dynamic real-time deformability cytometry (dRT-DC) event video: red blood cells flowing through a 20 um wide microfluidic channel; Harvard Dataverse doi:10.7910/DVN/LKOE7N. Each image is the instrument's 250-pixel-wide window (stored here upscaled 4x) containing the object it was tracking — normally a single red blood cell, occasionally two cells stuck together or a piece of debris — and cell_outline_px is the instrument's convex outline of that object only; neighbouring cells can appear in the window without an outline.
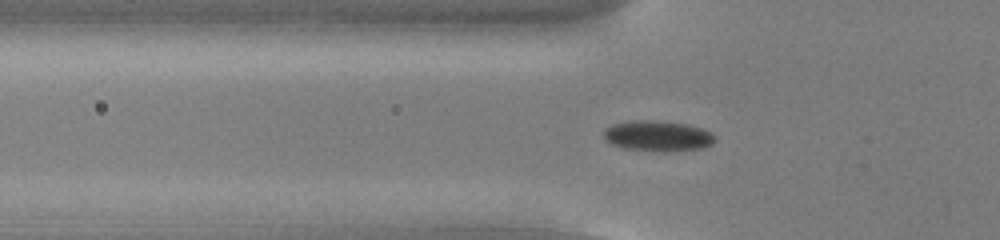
{"species": "common noctule bat (a hibernating species)", "species_latin": "Nyctalus noctula", "temperature_condition": "cold", "stored_images_in_passage": 55, "camera_frame_rate_fps": 3000, "um_per_image_px": 0.085, "animal": {"sex": "male", "body_mass_g": 13.0, "forearm_length_mm": 53.1}, "frame": {"image": 1, "passage_image": 19, "time_ms": 6.0, "image_size_px": [1000, 240], "cell_outline_px": [[716, 140], [712, 144], [700, 148], [624, 148], [612, 144], [604, 136], [604, 128], [612, 124], [632, 120], [664, 120], [688, 124], [712, 132], [716, 136]], "centroid_in_image_um": [55.91, 11.47], "position_along_channel_um": 69.9, "area_um2": 18.9}}
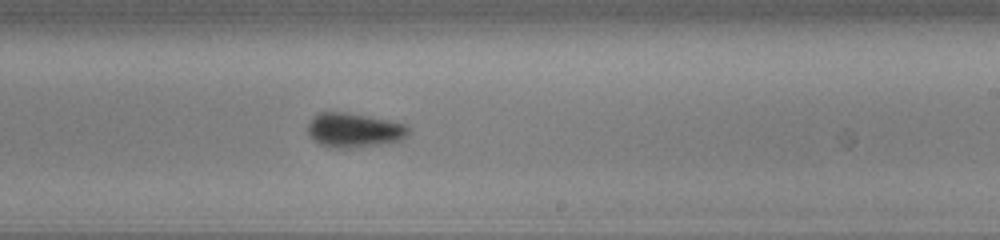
{"frame": {"image": 2, "passage_image": 34, "time_ms": 11.0, "image_size_px": [1000, 240], "cell_outline_px": [[408, 136], [400, 140], [372, 144], [340, 148], [336, 148], [320, 144], [308, 132], [308, 124], [312, 116], [320, 112], [344, 112], [368, 116], [408, 124]], "centroid_in_image_um": [30.09, 11.03], "position_along_channel_um": 258.9, "area_um2": 19.65}}
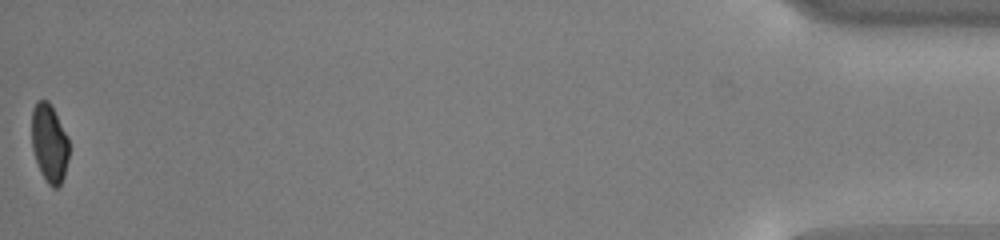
{"frame": {"image": 3, "passage_image": 55, "time_ms": 18.0, "image_size_px": [1000, 240], "cell_outline_px": [[68, 160], [64, 176], [60, 184], [56, 188], [52, 188], [48, 184], [40, 172], [32, 148], [32, 108], [36, 100], [48, 100], [68, 136]], "centroid_in_image_um": [4.19, 12.17], "position_along_channel_um": 431.0, "area_um2": 17.05}, "authors_computed_cell_mechanics": {"area_um2": 18.9584, "velocity_mm_per_s": 3.8, "shape_relaxation_time_tau1_ms": 2.4742, "shape_relaxation_time_tau2_ms": null, "deformation_change_tau1": 0.079, "deformation_change_tau2": null}}